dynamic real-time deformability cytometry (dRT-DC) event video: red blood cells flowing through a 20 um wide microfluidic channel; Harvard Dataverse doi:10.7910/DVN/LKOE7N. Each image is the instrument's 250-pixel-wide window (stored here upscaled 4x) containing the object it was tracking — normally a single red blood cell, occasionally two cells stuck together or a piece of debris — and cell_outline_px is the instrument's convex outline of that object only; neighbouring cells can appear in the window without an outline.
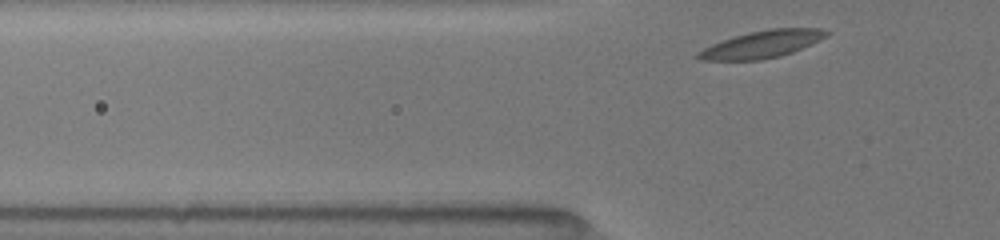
{"species": "common noctule bat (a hibernating species)", "species_latin": "Nyctalus noctula", "temperature_condition": "room temperature", "stored_images_in_passage": 3, "segment_of_instrument_passage": [2, 2], "camera_frame_rate_fps": 3000, "um_per_image_px": 0.085, "animal": {"sex": "female", "body_mass_g": 19.5, "forearm_length_mm": 54.1}, "frame": {"image": 1, "passage_image": 3, "time_ms": 1.667, "image_size_px": [1000, 240], "cell_outline_px": [[828, 36], [792, 52], [780, 56], [760, 60], [700, 60], [696, 56], [696, 52], [712, 44], [748, 32], [768, 28], [820, 28], [828, 32]], "centroid_in_image_um": [64.76, 3.76], "position_along_channel_um": 61.0, "area_um2": 20.17}}